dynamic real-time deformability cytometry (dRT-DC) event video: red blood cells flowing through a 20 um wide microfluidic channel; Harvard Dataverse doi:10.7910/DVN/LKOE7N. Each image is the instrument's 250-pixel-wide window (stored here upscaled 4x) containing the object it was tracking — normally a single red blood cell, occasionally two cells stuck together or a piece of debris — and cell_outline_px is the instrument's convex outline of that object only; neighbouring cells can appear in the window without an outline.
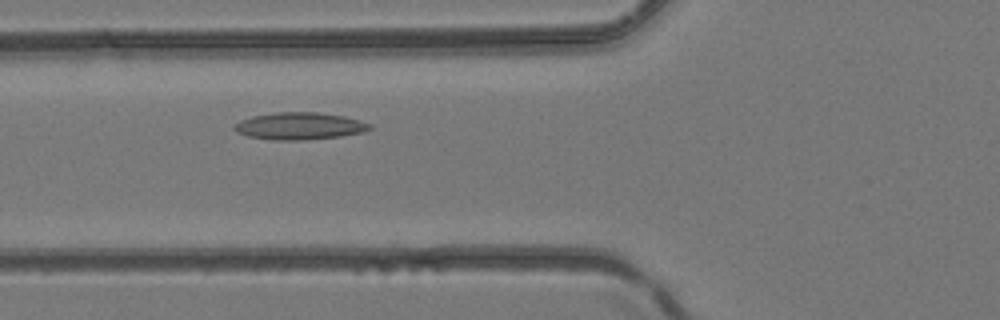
{"species": "common noctule bat (a hibernating species)", "species_latin": "Nyctalus noctula", "temperature_condition": "room temperature", "stored_images_in_passage": 36, "camera_frame_rate_fps": 3000, "um_per_image_px": 0.085, "animal": {"sex": "female", "body_mass_g": 24.6, "forearm_length_mm": 56.2}, "frame": {"image": 1, "passage_image": 10, "time_ms": 3.0, "image_size_px": [1000, 320], "cell_outline_px": [[372, 128], [364, 132], [340, 136], [304, 140], [272, 140], [248, 136], [236, 132], [232, 128], [232, 124], [240, 120], [252, 116], [276, 112], [316, 112], [344, 116], [360, 120], [372, 124]], "centroid_in_image_um": [25.43, 10.71], "position_along_channel_um": 100.4, "area_um2": 21.62}}
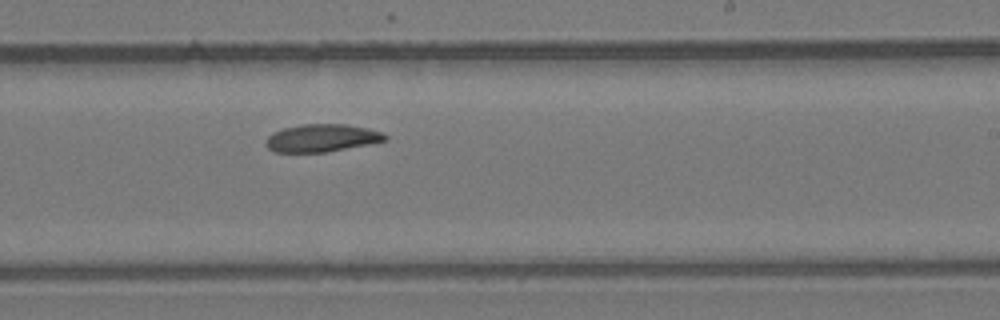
{"frame": {"image": 2, "passage_image": 20, "time_ms": 6.333, "image_size_px": [1000, 320], "cell_outline_px": [[388, 140], [368, 144], [324, 152], [276, 152], [268, 148], [264, 144], [264, 140], [272, 132], [284, 128], [304, 124], [348, 124], [368, 128], [380, 132], [388, 136]], "centroid_in_image_um": [27.32, 11.72], "position_along_channel_um": 261.7, "area_um2": 19.19}}
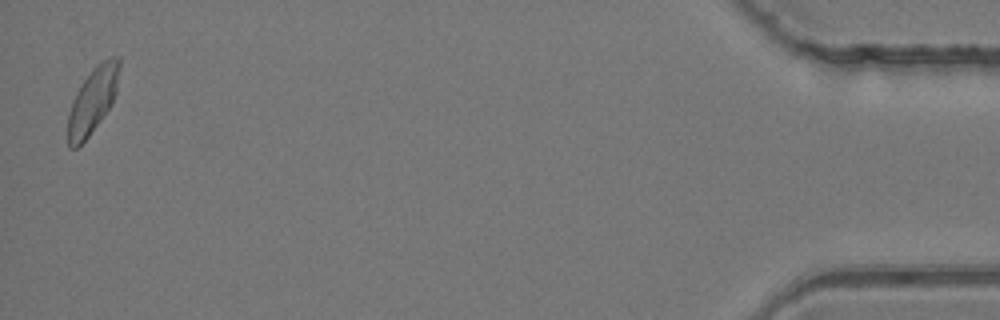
{"frame": {"image": 3, "passage_image": 36, "time_ms": 11.667, "image_size_px": [1000, 320], "cell_outline_px": [[120, 64], [116, 92], [112, 104], [88, 136], [76, 148], [68, 148], [68, 112], [72, 100], [80, 84], [92, 68], [100, 60], [112, 56], [120, 56]], "centroid_in_image_um": [7.87, 8.48], "position_along_channel_um": 427.3, "area_um2": 19.83}}